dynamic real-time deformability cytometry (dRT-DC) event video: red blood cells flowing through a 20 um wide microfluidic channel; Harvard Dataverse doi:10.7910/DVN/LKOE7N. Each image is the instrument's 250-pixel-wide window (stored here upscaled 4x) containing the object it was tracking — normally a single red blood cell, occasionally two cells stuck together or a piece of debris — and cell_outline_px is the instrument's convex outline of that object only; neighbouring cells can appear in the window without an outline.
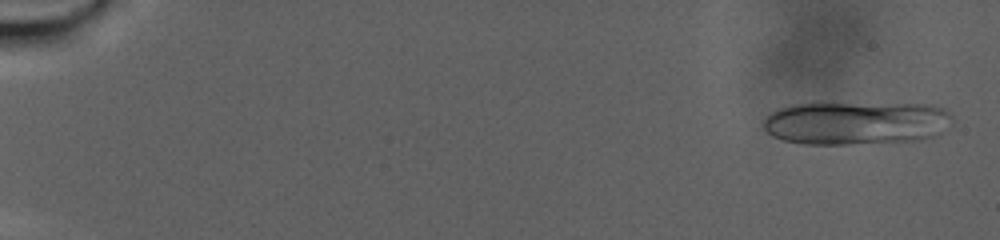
{"species": "human", "species_latin": "Homo sapiens", "temperature_condition": "warm", "stored_images_in_passage": 105, "camera_frame_rate_fps": 3000, "um_per_image_px": 0.085, "donor": {"sex": "male"}, "frame": {"image": 1, "passage_image": 4, "time_ms": 1.0, "image_size_px": [1000, 240], "cell_outline_px": [[952, 124], [936, 136], [924, 140], [892, 144], [804, 144], [784, 140], [772, 136], [764, 128], [764, 120], [772, 112], [780, 108], [796, 104], [816, 100], [928, 104], [944, 108], [952, 116]], "centroid_in_image_um": [72.84, 10.42], "position_along_channel_um": 12.2, "area_um2": 50.17}}
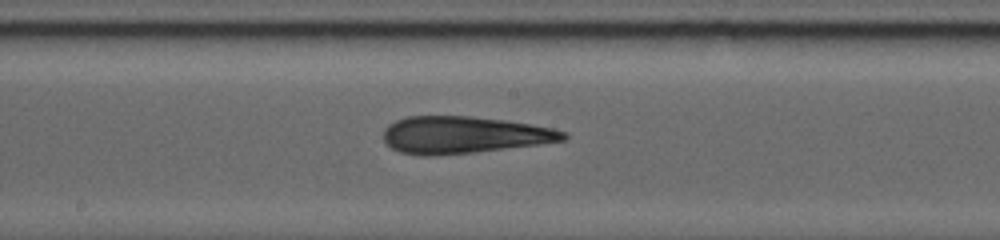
{"frame": {"image": 2, "passage_image": 60, "time_ms": 19.667, "image_size_px": [1000, 240], "cell_outline_px": [[568, 136], [564, 140], [540, 144], [472, 152], [428, 156], [424, 156], [400, 152], [392, 148], [384, 140], [384, 128], [388, 124], [396, 120], [408, 116], [472, 116], [504, 120], [552, 128], [568, 132]], "centroid_in_image_um": [39.4, 11.46], "position_along_channel_um": 208.8, "area_um2": 38.61}}
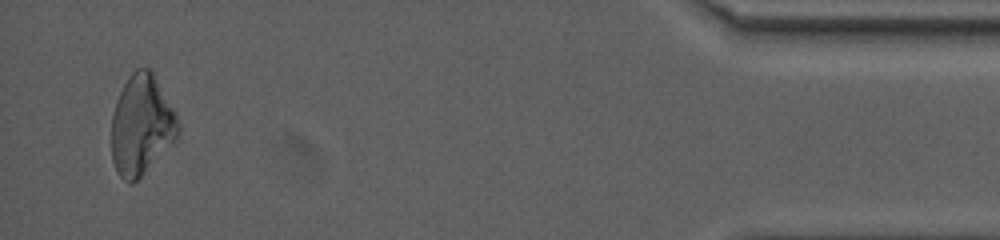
{"frame": {"image": 3, "passage_image": 102, "time_ms": 33.667, "image_size_px": [1000, 240], "cell_outline_px": [[180, 132], [140, 176], [132, 184], [124, 180], [116, 172], [112, 160], [112, 112], [116, 100], [128, 76], [136, 68], [152, 68], [180, 124]], "centroid_in_image_um": [11.99, 10.58], "position_along_channel_um": 423.2, "area_um2": 38.26}, "authors_computed_cell_mechanics": {"area_um2": 39.1884, "velocity_mm_per_s": 2.0074, "shape_relaxation_time_tau1_ms": null, "shape_relaxation_time_tau2_ms": 6.6665, "deformation_change_tau1": null, "deformation_change_tau2": 0.1543}}